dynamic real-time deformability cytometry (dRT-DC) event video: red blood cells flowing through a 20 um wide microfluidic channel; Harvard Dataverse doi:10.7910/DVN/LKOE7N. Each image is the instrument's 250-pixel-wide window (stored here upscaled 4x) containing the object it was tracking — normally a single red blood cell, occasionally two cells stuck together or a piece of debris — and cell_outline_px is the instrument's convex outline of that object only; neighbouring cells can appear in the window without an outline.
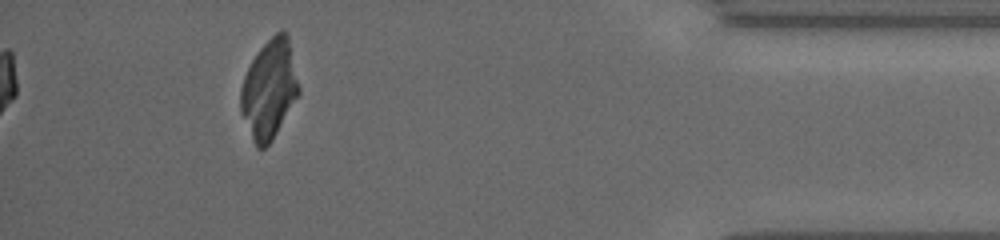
{"species": "common noctule bat (a hibernating species)", "species_latin": "Nyctalus noctula", "temperature_condition": "cold", "stored_images_in_passage": 35, "camera_frame_rate_fps": 3000, "um_per_image_px": 0.085, "animal": {"sex": "female", "body_mass_g": 19.5, "forearm_length_mm": 54.1}, "frame": {"image": 1, "passage_image": 35, "time_ms": 11.333, "image_size_px": [1000, 240], "cell_outline_px": [[300, 92], [272, 140], [264, 148], [256, 148], [252, 140], [240, 112], [240, 88], [244, 76], [252, 60], [260, 48], [276, 32], [284, 28], [288, 32], [300, 88]], "centroid_in_image_um": [22.88, 7.56], "position_along_channel_um": 412.3, "area_um2": 33.58}}